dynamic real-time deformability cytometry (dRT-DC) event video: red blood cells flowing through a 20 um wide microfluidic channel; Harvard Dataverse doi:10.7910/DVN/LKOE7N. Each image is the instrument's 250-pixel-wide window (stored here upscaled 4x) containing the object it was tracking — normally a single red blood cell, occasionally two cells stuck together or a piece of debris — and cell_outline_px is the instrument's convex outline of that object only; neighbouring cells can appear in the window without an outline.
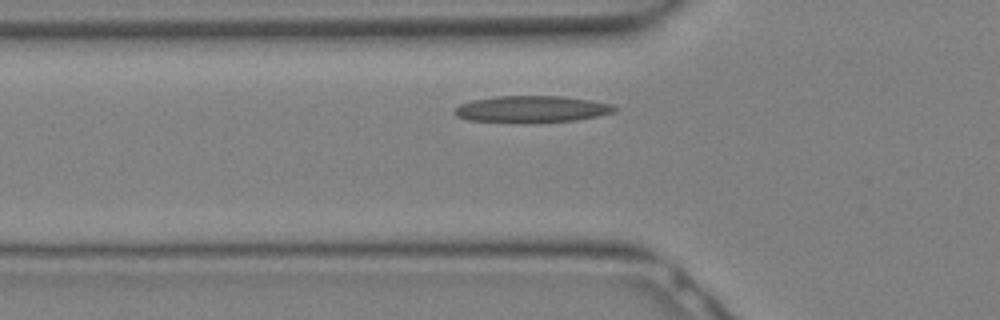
{"species": "Egyptian fruit bat (a non-hibernating species)", "species_latin": "Rousettus aegyptiacus", "temperature_condition": "warm", "stored_images_in_passage": 23, "camera_frame_rate_fps": 3000, "um_per_image_px": 0.085, "animal": {"sex": "female"}, "frame": {"image": 1, "passage_image": 4, "time_ms": 1.0, "image_size_px": [1000, 320], "cell_outline_px": [[620, 108], [616, 112], [576, 120], [536, 124], [520, 124], [468, 120], [456, 116], [452, 112], [460, 104], [472, 100], [496, 96], [560, 96], [592, 100], [612, 104]], "centroid_in_image_um": [45.2, 9.3], "position_along_channel_um": 80.6, "area_um2": 25.66}}
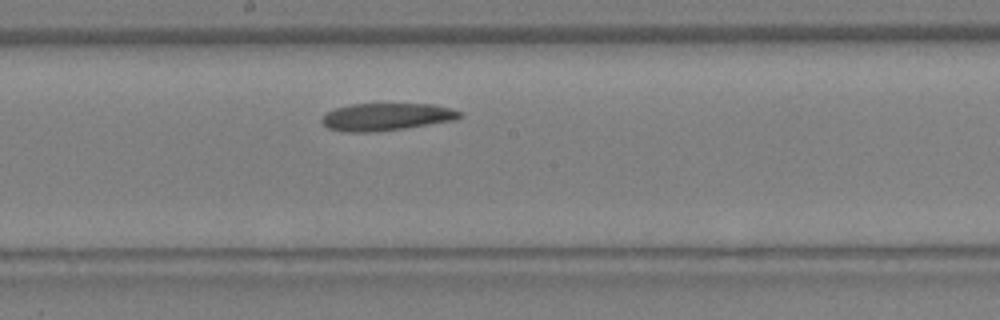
{"frame": {"image": 2, "passage_image": 10, "time_ms": 3.0, "image_size_px": [1000, 320], "cell_outline_px": [[464, 116], [456, 120], [404, 128], [376, 132], [344, 132], [328, 128], [320, 120], [328, 112], [336, 108], [348, 104], [432, 104], [452, 108], [464, 112]], "centroid_in_image_um": [32.9, 9.93], "position_along_channel_um": 215.3, "area_um2": 22.2}}
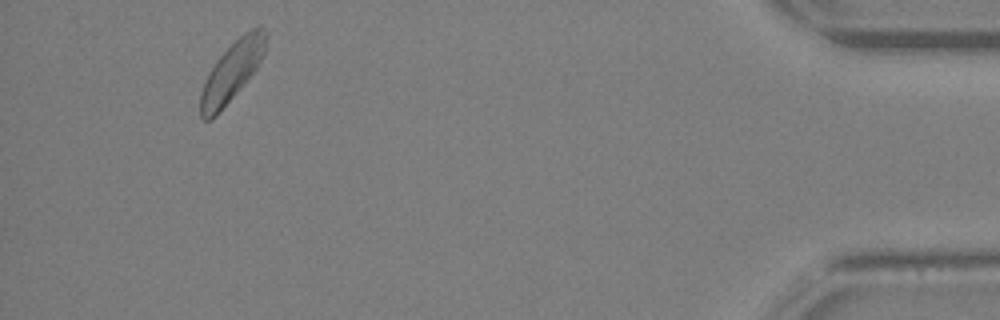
{"frame": {"image": 3, "passage_image": 22, "time_ms": 7.0, "image_size_px": [1000, 320], "cell_outline_px": [[268, 32], [264, 52], [256, 68], [240, 88], [216, 116], [212, 120], [204, 120], [200, 116], [200, 92], [208, 72], [216, 60], [248, 28], [260, 24]], "centroid_in_image_um": [19.71, 6.05], "position_along_channel_um": 415.5, "area_um2": 22.54}}